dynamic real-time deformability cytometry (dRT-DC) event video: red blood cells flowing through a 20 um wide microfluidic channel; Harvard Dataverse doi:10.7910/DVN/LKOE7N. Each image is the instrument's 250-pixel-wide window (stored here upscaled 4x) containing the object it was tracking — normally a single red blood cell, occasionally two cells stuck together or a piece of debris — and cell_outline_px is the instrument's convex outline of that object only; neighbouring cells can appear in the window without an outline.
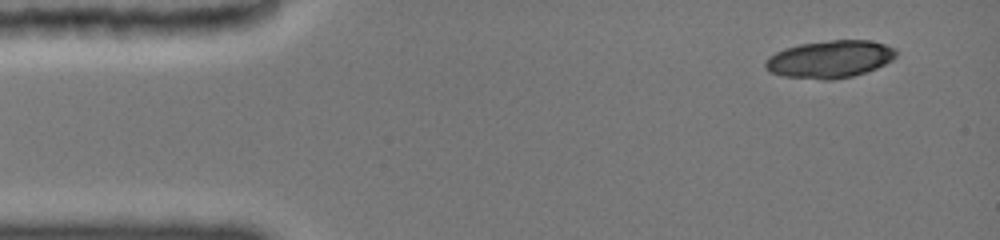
{"species": "common noctule bat (a hibernating species)", "species_latin": "Nyctalus noctula", "temperature_condition": "cold", "stored_images_in_passage": 4, "camera_frame_rate_fps": 3000, "um_per_image_px": 0.085, "animal": {"sex": "female", "body_mass_g": 19.0, "forearm_length_mm": 51.5}, "frame": {"image": 1, "passage_image": 1, "time_ms": 0.0, "image_size_px": [1000, 240], "cell_outline_px": [[896, 56], [892, 60], [876, 68], [852, 76], [832, 80], [824, 80], [784, 76], [768, 72], [764, 68], [764, 60], [768, 56], [784, 48], [800, 44], [832, 40], [868, 40], [884, 44], [896, 48]], "centroid_in_image_um": [70.5, 5.03], "position_along_channel_um": 14.5, "area_um2": 28.61}}